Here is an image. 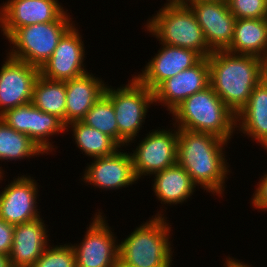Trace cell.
I'll return each mask as SVG.
<instances>
[{"instance_id": "cell-1", "label": "cell", "mask_w": 267, "mask_h": 267, "mask_svg": "<svg viewBox=\"0 0 267 267\" xmlns=\"http://www.w3.org/2000/svg\"><path fill=\"white\" fill-rule=\"evenodd\" d=\"M229 143L214 134L178 129L177 164L189 173L198 188L218 198L224 196L231 172L225 158V146Z\"/></svg>"}, {"instance_id": "cell-15", "label": "cell", "mask_w": 267, "mask_h": 267, "mask_svg": "<svg viewBox=\"0 0 267 267\" xmlns=\"http://www.w3.org/2000/svg\"><path fill=\"white\" fill-rule=\"evenodd\" d=\"M38 184L27 174L11 180L0 191V219L17 225L41 217V211L37 208L38 187L41 186Z\"/></svg>"}, {"instance_id": "cell-12", "label": "cell", "mask_w": 267, "mask_h": 267, "mask_svg": "<svg viewBox=\"0 0 267 267\" xmlns=\"http://www.w3.org/2000/svg\"><path fill=\"white\" fill-rule=\"evenodd\" d=\"M0 67V116L7 110L32 102L40 68L6 54Z\"/></svg>"}, {"instance_id": "cell-18", "label": "cell", "mask_w": 267, "mask_h": 267, "mask_svg": "<svg viewBox=\"0 0 267 267\" xmlns=\"http://www.w3.org/2000/svg\"><path fill=\"white\" fill-rule=\"evenodd\" d=\"M145 68L134 75L143 85L154 91L163 81L196 65L202 57L195 51L177 46L160 44ZM140 73V74H139Z\"/></svg>"}, {"instance_id": "cell-3", "label": "cell", "mask_w": 267, "mask_h": 267, "mask_svg": "<svg viewBox=\"0 0 267 267\" xmlns=\"http://www.w3.org/2000/svg\"><path fill=\"white\" fill-rule=\"evenodd\" d=\"M161 208L119 241L118 267H172V228Z\"/></svg>"}, {"instance_id": "cell-35", "label": "cell", "mask_w": 267, "mask_h": 267, "mask_svg": "<svg viewBox=\"0 0 267 267\" xmlns=\"http://www.w3.org/2000/svg\"><path fill=\"white\" fill-rule=\"evenodd\" d=\"M267 83V58L263 60V79Z\"/></svg>"}, {"instance_id": "cell-16", "label": "cell", "mask_w": 267, "mask_h": 267, "mask_svg": "<svg viewBox=\"0 0 267 267\" xmlns=\"http://www.w3.org/2000/svg\"><path fill=\"white\" fill-rule=\"evenodd\" d=\"M212 52L226 50L233 39L236 17L227 1H197L189 5Z\"/></svg>"}, {"instance_id": "cell-11", "label": "cell", "mask_w": 267, "mask_h": 267, "mask_svg": "<svg viewBox=\"0 0 267 267\" xmlns=\"http://www.w3.org/2000/svg\"><path fill=\"white\" fill-rule=\"evenodd\" d=\"M0 6V30L6 40L18 28L57 21L68 11L58 0H7Z\"/></svg>"}, {"instance_id": "cell-25", "label": "cell", "mask_w": 267, "mask_h": 267, "mask_svg": "<svg viewBox=\"0 0 267 267\" xmlns=\"http://www.w3.org/2000/svg\"><path fill=\"white\" fill-rule=\"evenodd\" d=\"M32 103L43 112L56 115L65 124V81L50 80L39 75L34 83Z\"/></svg>"}, {"instance_id": "cell-33", "label": "cell", "mask_w": 267, "mask_h": 267, "mask_svg": "<svg viewBox=\"0 0 267 267\" xmlns=\"http://www.w3.org/2000/svg\"><path fill=\"white\" fill-rule=\"evenodd\" d=\"M0 267H12L9 255L0 253Z\"/></svg>"}, {"instance_id": "cell-5", "label": "cell", "mask_w": 267, "mask_h": 267, "mask_svg": "<svg viewBox=\"0 0 267 267\" xmlns=\"http://www.w3.org/2000/svg\"><path fill=\"white\" fill-rule=\"evenodd\" d=\"M144 25L147 33L160 44L177 46L197 52L207 58L210 50L197 18L189 6L178 3L162 5Z\"/></svg>"}, {"instance_id": "cell-21", "label": "cell", "mask_w": 267, "mask_h": 267, "mask_svg": "<svg viewBox=\"0 0 267 267\" xmlns=\"http://www.w3.org/2000/svg\"><path fill=\"white\" fill-rule=\"evenodd\" d=\"M236 130L256 141L267 153V83L261 80L236 115Z\"/></svg>"}, {"instance_id": "cell-31", "label": "cell", "mask_w": 267, "mask_h": 267, "mask_svg": "<svg viewBox=\"0 0 267 267\" xmlns=\"http://www.w3.org/2000/svg\"><path fill=\"white\" fill-rule=\"evenodd\" d=\"M14 236V225L0 219V253L9 255Z\"/></svg>"}, {"instance_id": "cell-22", "label": "cell", "mask_w": 267, "mask_h": 267, "mask_svg": "<svg viewBox=\"0 0 267 267\" xmlns=\"http://www.w3.org/2000/svg\"><path fill=\"white\" fill-rule=\"evenodd\" d=\"M152 190L161 204L167 206L183 204L196 192V184L189 173L179 164H174L161 172L155 173Z\"/></svg>"}, {"instance_id": "cell-26", "label": "cell", "mask_w": 267, "mask_h": 267, "mask_svg": "<svg viewBox=\"0 0 267 267\" xmlns=\"http://www.w3.org/2000/svg\"><path fill=\"white\" fill-rule=\"evenodd\" d=\"M45 153L26 134L17 132L0 119V161H18ZM38 155V156H37ZM18 159V160H17ZM5 171L0 167V174Z\"/></svg>"}, {"instance_id": "cell-23", "label": "cell", "mask_w": 267, "mask_h": 267, "mask_svg": "<svg viewBox=\"0 0 267 267\" xmlns=\"http://www.w3.org/2000/svg\"><path fill=\"white\" fill-rule=\"evenodd\" d=\"M226 51L267 58V19H236L233 39Z\"/></svg>"}, {"instance_id": "cell-14", "label": "cell", "mask_w": 267, "mask_h": 267, "mask_svg": "<svg viewBox=\"0 0 267 267\" xmlns=\"http://www.w3.org/2000/svg\"><path fill=\"white\" fill-rule=\"evenodd\" d=\"M122 150L121 147L110 156L92 159L91 164L87 163L81 181L105 191H116L137 184L140 180L135 175L131 154Z\"/></svg>"}, {"instance_id": "cell-29", "label": "cell", "mask_w": 267, "mask_h": 267, "mask_svg": "<svg viewBox=\"0 0 267 267\" xmlns=\"http://www.w3.org/2000/svg\"><path fill=\"white\" fill-rule=\"evenodd\" d=\"M227 4L236 19L267 18V0H227Z\"/></svg>"}, {"instance_id": "cell-32", "label": "cell", "mask_w": 267, "mask_h": 267, "mask_svg": "<svg viewBox=\"0 0 267 267\" xmlns=\"http://www.w3.org/2000/svg\"><path fill=\"white\" fill-rule=\"evenodd\" d=\"M251 265H248V263H244V261H240L234 257L227 256L224 267H251Z\"/></svg>"}, {"instance_id": "cell-19", "label": "cell", "mask_w": 267, "mask_h": 267, "mask_svg": "<svg viewBox=\"0 0 267 267\" xmlns=\"http://www.w3.org/2000/svg\"><path fill=\"white\" fill-rule=\"evenodd\" d=\"M42 217L14 225L9 258L12 267H31L50 244L48 225Z\"/></svg>"}, {"instance_id": "cell-2", "label": "cell", "mask_w": 267, "mask_h": 267, "mask_svg": "<svg viewBox=\"0 0 267 267\" xmlns=\"http://www.w3.org/2000/svg\"><path fill=\"white\" fill-rule=\"evenodd\" d=\"M207 58L211 87L237 115L247 104L255 86L263 79V60L226 50L214 51Z\"/></svg>"}, {"instance_id": "cell-9", "label": "cell", "mask_w": 267, "mask_h": 267, "mask_svg": "<svg viewBox=\"0 0 267 267\" xmlns=\"http://www.w3.org/2000/svg\"><path fill=\"white\" fill-rule=\"evenodd\" d=\"M175 127V128H174ZM152 129L130 152L137 179L153 176L177 163L178 128ZM174 128V129H172Z\"/></svg>"}, {"instance_id": "cell-20", "label": "cell", "mask_w": 267, "mask_h": 267, "mask_svg": "<svg viewBox=\"0 0 267 267\" xmlns=\"http://www.w3.org/2000/svg\"><path fill=\"white\" fill-rule=\"evenodd\" d=\"M94 75L87 72L79 77L65 81V125L81 120L104 94L106 82Z\"/></svg>"}, {"instance_id": "cell-8", "label": "cell", "mask_w": 267, "mask_h": 267, "mask_svg": "<svg viewBox=\"0 0 267 267\" xmlns=\"http://www.w3.org/2000/svg\"><path fill=\"white\" fill-rule=\"evenodd\" d=\"M97 210L82 241L72 245L76 267H118L119 240L105 214Z\"/></svg>"}, {"instance_id": "cell-7", "label": "cell", "mask_w": 267, "mask_h": 267, "mask_svg": "<svg viewBox=\"0 0 267 267\" xmlns=\"http://www.w3.org/2000/svg\"><path fill=\"white\" fill-rule=\"evenodd\" d=\"M66 11L57 21L18 28L7 40L8 55L30 65L41 66L52 56L59 40L75 24ZM13 47V48H12Z\"/></svg>"}, {"instance_id": "cell-36", "label": "cell", "mask_w": 267, "mask_h": 267, "mask_svg": "<svg viewBox=\"0 0 267 267\" xmlns=\"http://www.w3.org/2000/svg\"><path fill=\"white\" fill-rule=\"evenodd\" d=\"M181 0H167L166 3L169 4H175V3H179Z\"/></svg>"}, {"instance_id": "cell-27", "label": "cell", "mask_w": 267, "mask_h": 267, "mask_svg": "<svg viewBox=\"0 0 267 267\" xmlns=\"http://www.w3.org/2000/svg\"><path fill=\"white\" fill-rule=\"evenodd\" d=\"M81 121L111 137L118 144V125L114 107L105 93L96 101Z\"/></svg>"}, {"instance_id": "cell-17", "label": "cell", "mask_w": 267, "mask_h": 267, "mask_svg": "<svg viewBox=\"0 0 267 267\" xmlns=\"http://www.w3.org/2000/svg\"><path fill=\"white\" fill-rule=\"evenodd\" d=\"M210 85L208 58H202L196 65L163 81L154 92V105L166 107L170 113L190 95Z\"/></svg>"}, {"instance_id": "cell-6", "label": "cell", "mask_w": 267, "mask_h": 267, "mask_svg": "<svg viewBox=\"0 0 267 267\" xmlns=\"http://www.w3.org/2000/svg\"><path fill=\"white\" fill-rule=\"evenodd\" d=\"M108 85L104 93L114 107L118 125V145L126 148L137 141L136 136L141 132L148 109L154 104V92L133 75L126 85L122 84L117 89Z\"/></svg>"}, {"instance_id": "cell-13", "label": "cell", "mask_w": 267, "mask_h": 267, "mask_svg": "<svg viewBox=\"0 0 267 267\" xmlns=\"http://www.w3.org/2000/svg\"><path fill=\"white\" fill-rule=\"evenodd\" d=\"M74 24L59 40L52 56L41 66L40 75L50 80L66 81L88 72L82 34Z\"/></svg>"}, {"instance_id": "cell-4", "label": "cell", "mask_w": 267, "mask_h": 267, "mask_svg": "<svg viewBox=\"0 0 267 267\" xmlns=\"http://www.w3.org/2000/svg\"><path fill=\"white\" fill-rule=\"evenodd\" d=\"M172 114V126L210 133L230 142L236 131V115L215 93L211 85L190 95Z\"/></svg>"}, {"instance_id": "cell-34", "label": "cell", "mask_w": 267, "mask_h": 267, "mask_svg": "<svg viewBox=\"0 0 267 267\" xmlns=\"http://www.w3.org/2000/svg\"><path fill=\"white\" fill-rule=\"evenodd\" d=\"M197 1H215V0H181L178 4L189 6L190 4L197 2Z\"/></svg>"}, {"instance_id": "cell-24", "label": "cell", "mask_w": 267, "mask_h": 267, "mask_svg": "<svg viewBox=\"0 0 267 267\" xmlns=\"http://www.w3.org/2000/svg\"><path fill=\"white\" fill-rule=\"evenodd\" d=\"M72 130V138L80 151L87 157L99 158L114 154L121 147L109 136L90 127L81 120L66 125V132Z\"/></svg>"}, {"instance_id": "cell-10", "label": "cell", "mask_w": 267, "mask_h": 267, "mask_svg": "<svg viewBox=\"0 0 267 267\" xmlns=\"http://www.w3.org/2000/svg\"><path fill=\"white\" fill-rule=\"evenodd\" d=\"M0 119L17 132L30 137L46 155L56 148L50 136L66 133V125L61 119L41 111L32 102L7 110Z\"/></svg>"}, {"instance_id": "cell-30", "label": "cell", "mask_w": 267, "mask_h": 267, "mask_svg": "<svg viewBox=\"0 0 267 267\" xmlns=\"http://www.w3.org/2000/svg\"><path fill=\"white\" fill-rule=\"evenodd\" d=\"M261 176L260 181L257 183L255 192L251 197V204L253 208L258 209V212L267 211V172Z\"/></svg>"}, {"instance_id": "cell-37", "label": "cell", "mask_w": 267, "mask_h": 267, "mask_svg": "<svg viewBox=\"0 0 267 267\" xmlns=\"http://www.w3.org/2000/svg\"><path fill=\"white\" fill-rule=\"evenodd\" d=\"M4 173L3 174H0V183H1V181H3V179H4Z\"/></svg>"}, {"instance_id": "cell-28", "label": "cell", "mask_w": 267, "mask_h": 267, "mask_svg": "<svg viewBox=\"0 0 267 267\" xmlns=\"http://www.w3.org/2000/svg\"><path fill=\"white\" fill-rule=\"evenodd\" d=\"M31 267H76L72 244H49Z\"/></svg>"}]
</instances>
